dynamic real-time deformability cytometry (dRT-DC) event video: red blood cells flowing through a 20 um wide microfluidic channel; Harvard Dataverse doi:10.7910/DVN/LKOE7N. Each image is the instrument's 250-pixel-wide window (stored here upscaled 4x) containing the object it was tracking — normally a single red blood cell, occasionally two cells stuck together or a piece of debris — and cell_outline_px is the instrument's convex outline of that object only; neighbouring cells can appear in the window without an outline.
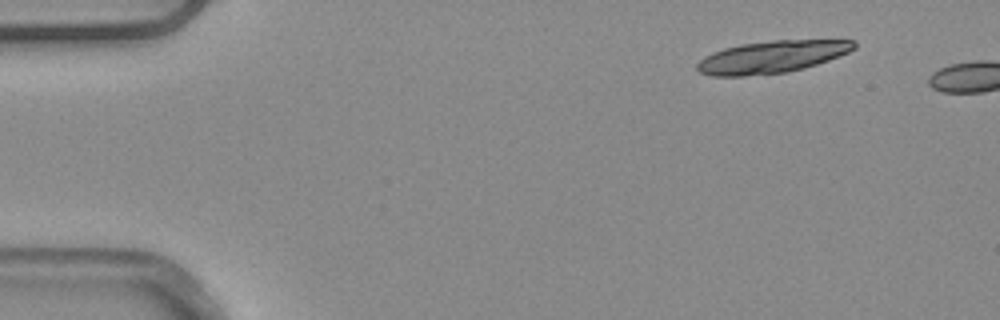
{"species": "common noctule bat (a hibernating species)", "species_latin": "Nyctalus noctula", "temperature_condition": "warm", "stored_images_in_passage": 2, "camera_frame_rate_fps": 3000, "um_per_image_px": 0.085, "animal": {"sex": "male", "body_mass_g": 20.4}, "frame": {"image": 1, "passage_image": 1, "time_ms": 0.0, "image_size_px": [1000, 320], "cell_outline_px": [[856, 48], [848, 52], [828, 60], [804, 68], [788, 72], [744, 76], [712, 76], [700, 72], [696, 68], [696, 64], [704, 56], [712, 52], [724, 48], [740, 44], [772, 40], [856, 40]], "centroid_in_image_um": [65.58, 4.83], "position_along_channel_um": 19.4, "area_um2": 29.48}}